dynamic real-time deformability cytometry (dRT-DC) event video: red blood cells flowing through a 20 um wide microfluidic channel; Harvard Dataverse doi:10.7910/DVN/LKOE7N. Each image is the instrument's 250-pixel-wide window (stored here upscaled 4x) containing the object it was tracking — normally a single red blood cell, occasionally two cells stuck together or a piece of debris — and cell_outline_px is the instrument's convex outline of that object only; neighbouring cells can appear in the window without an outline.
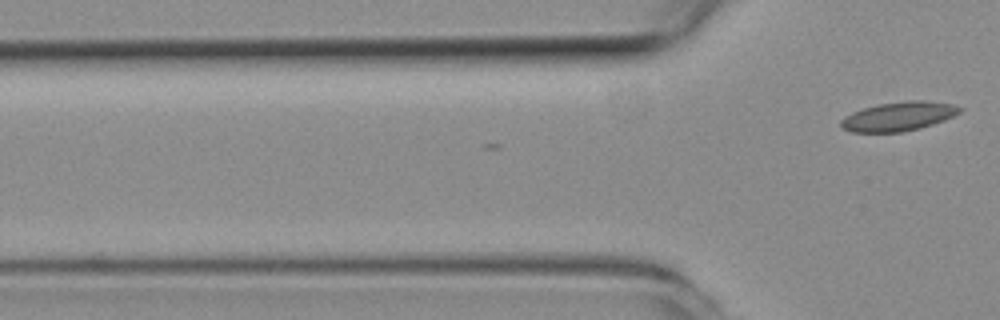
{"species": "common noctule bat (a hibernating species)", "species_latin": "Nyctalus noctula", "temperature_condition": "room temperature", "stored_images_in_passage": 2, "camera_frame_rate_fps": 3000, "um_per_image_px": 0.085, "animal": {"sex": "female", "body_mass_g": 19.3, "forearm_length_mm": 54.1}, "frame": {"image": 1, "passage_image": 2, "time_ms": 0.333, "image_size_px": [1000, 320], "cell_outline_px": [[964, 108], [960, 112], [944, 120], [920, 128], [904, 132], [852, 132], [844, 128], [840, 124], [840, 120], [844, 116], [852, 112], [864, 108], [880, 104], [908, 100], [924, 100], [952, 104]], "centroid_in_image_um": [76.38, 9.89], "position_along_channel_um": 49.4, "area_um2": 20.06}}